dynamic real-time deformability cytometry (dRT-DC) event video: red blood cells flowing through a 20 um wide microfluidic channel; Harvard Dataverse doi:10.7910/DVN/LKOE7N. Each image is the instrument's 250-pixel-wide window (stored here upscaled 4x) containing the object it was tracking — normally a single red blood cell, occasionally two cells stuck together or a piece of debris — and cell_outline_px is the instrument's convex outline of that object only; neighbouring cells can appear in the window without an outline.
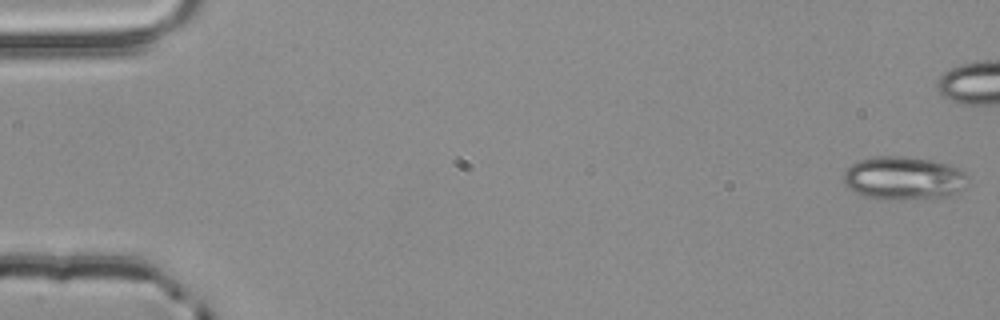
{"species": "common noctule bat (a hibernating species)", "species_latin": "Nyctalus noctula", "temperature_condition": "room temperature", "stored_images_in_passage": 44, "camera_frame_rate_fps": 3000, "um_per_image_px": 0.085, "animal": {"sex": "male", "body_mass_g": 20.4}, "frame": {"image": 1, "passage_image": 1, "time_ms": 0.0, "image_size_px": [1000, 320], "cell_outline_px": [[968, 176], [964, 188], [960, 192], [948, 196], [904, 200], [888, 200], [864, 196], [848, 188], [844, 180], [844, 172], [856, 160], [876, 156], [904, 156], [932, 160], [956, 168], [964, 172]], "centroid_in_image_um": [76.8, 15.15], "position_along_channel_um": 8.2, "area_um2": 31.44}}
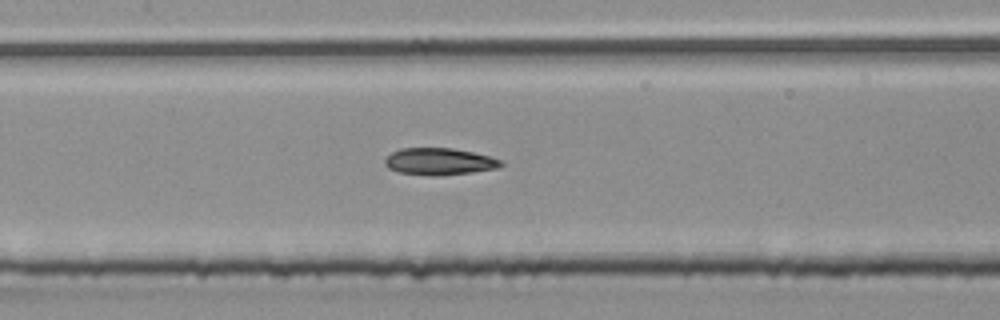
{"frame": {"image": 2, "passage_image": 26, "time_ms": 8.333, "image_size_px": [1000, 320], "cell_outline_px": [[504, 164], [500, 168], [472, 172], [436, 176], [428, 176], [396, 172], [388, 168], [384, 164], [384, 160], [392, 152], [400, 148], [452, 148], [472, 152], [504, 160]], "centroid_in_image_um": [37.34, 13.74], "position_along_channel_um": 170.1, "area_um2": 18.44}}
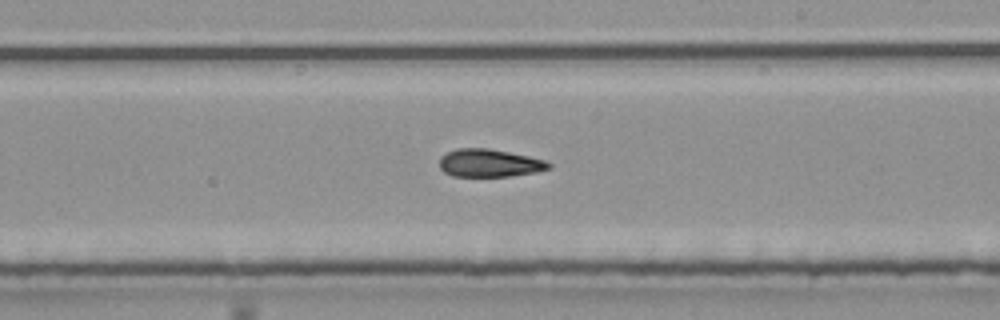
{"frame": {"image": 3, "passage_image": 32, "time_ms": 10.333, "image_size_px": [1000, 320], "cell_outline_px": [[552, 168], [536, 172], [508, 176], [452, 176], [444, 172], [440, 168], [440, 156], [456, 148], [488, 148], [528, 156], [544, 160], [552, 164]], "centroid_in_image_um": [41.59, 13.86], "position_along_channel_um": 247.4, "area_um2": 17.69}}